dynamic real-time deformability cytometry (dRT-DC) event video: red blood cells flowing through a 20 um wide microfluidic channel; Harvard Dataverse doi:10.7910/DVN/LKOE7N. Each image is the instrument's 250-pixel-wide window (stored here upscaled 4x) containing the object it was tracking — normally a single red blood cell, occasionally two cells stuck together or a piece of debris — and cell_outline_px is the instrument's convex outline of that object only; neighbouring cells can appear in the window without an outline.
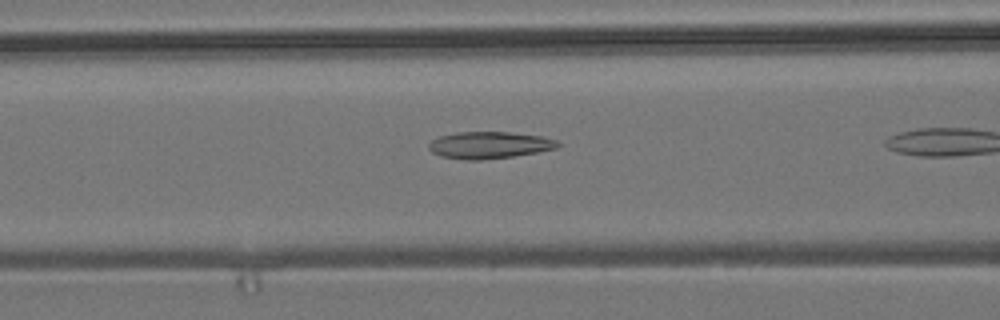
{"species": "common noctule bat (a hibernating species)", "species_latin": "Nyctalus noctula", "temperature_condition": "room temperature", "stored_images_in_passage": 12, "camera_frame_rate_fps": 3000, "um_per_image_px": 0.085, "animal": {"sex": "male", "body_mass_g": 19.2, "forearm_length_mm": 51.8}, "frame": {"image": 1, "passage_image": 4, "time_ms": 1.0, "image_size_px": [1000, 320], "cell_outline_px": [[564, 144], [556, 148], [536, 152], [512, 156], [480, 160], [468, 160], [440, 156], [432, 152], [428, 148], [428, 144], [432, 140], [440, 136], [456, 132], [508, 132], [540, 136], [556, 140]], "centroid_in_image_um": [41.58, 12.33], "position_along_channel_um": 125.0, "area_um2": 20.11}}
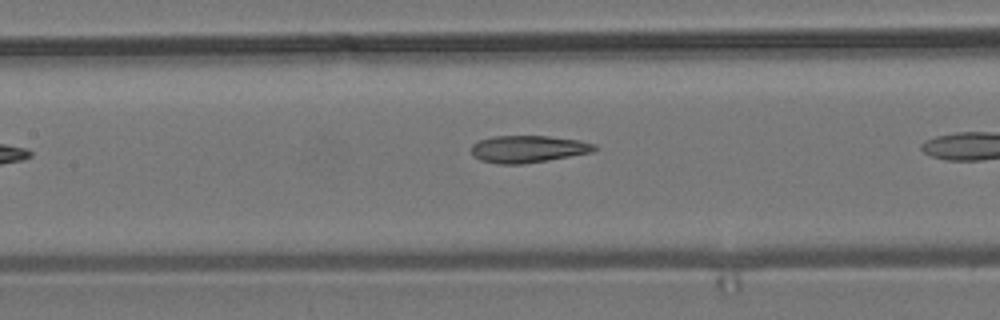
{"frame": {"image": 2, "passage_image": 7, "time_ms": 2.0, "image_size_px": [1000, 320], "cell_outline_px": [[600, 148], [592, 152], [548, 160], [520, 164], [500, 164], [480, 160], [472, 156], [472, 144], [480, 140], [492, 136], [548, 136], [580, 140], [596, 144]], "centroid_in_image_um": [44.91, 12.66], "position_along_channel_um": 162.5, "area_um2": 19.54}}
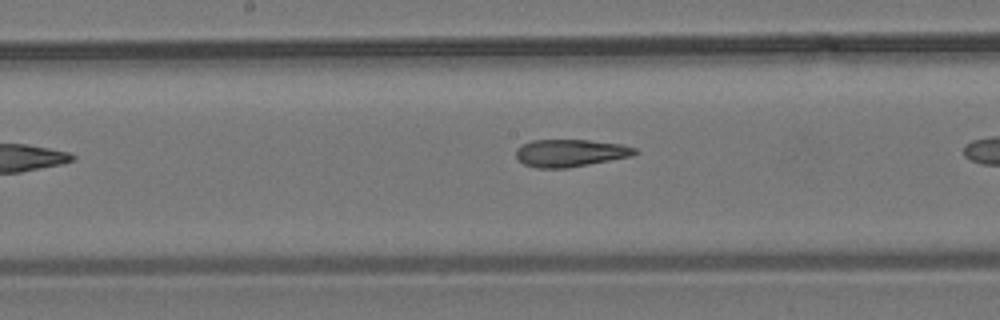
{"frame": {"image": 3, "passage_image": 10, "time_ms": 3.0, "image_size_px": [1000, 320], "cell_outline_px": [[640, 152], [632, 156], [568, 168], [536, 168], [524, 164], [516, 156], [516, 148], [532, 140], [588, 140], [620, 144], [636, 148]], "centroid_in_image_um": [48.49, 13.01], "position_along_channel_um": 199.7, "area_um2": 18.96}}